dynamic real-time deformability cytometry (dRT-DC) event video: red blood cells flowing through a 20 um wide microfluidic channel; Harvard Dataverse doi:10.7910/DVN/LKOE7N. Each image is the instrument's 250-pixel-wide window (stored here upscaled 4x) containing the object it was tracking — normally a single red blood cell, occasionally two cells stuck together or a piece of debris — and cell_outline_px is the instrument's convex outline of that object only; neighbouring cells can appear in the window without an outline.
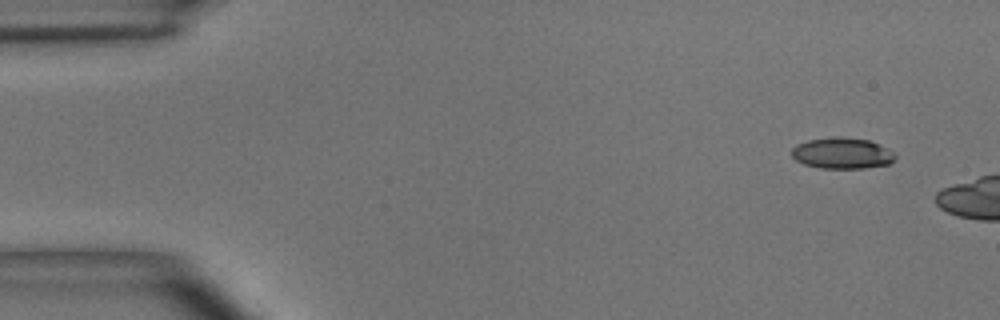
{"species": "common noctule bat (a hibernating species)", "species_latin": "Nyctalus noctula", "temperature_condition": "room temperature", "stored_images_in_passage": 3, "camera_frame_rate_fps": 3000, "um_per_image_px": 0.085, "animal": {"sex": "male", "body_mass_g": 15.6}, "frame": {"image": 1, "passage_image": 1, "time_ms": 0.0, "image_size_px": [1000, 320], "cell_outline_px": [[896, 156], [888, 164], [864, 168], [820, 168], [804, 164], [796, 160], [792, 156], [792, 148], [796, 144], [808, 140], [836, 136], [868, 140], [892, 152]], "centroid_in_image_um": [71.52, 13.02], "position_along_channel_um": 13.5, "area_um2": 18.44}}